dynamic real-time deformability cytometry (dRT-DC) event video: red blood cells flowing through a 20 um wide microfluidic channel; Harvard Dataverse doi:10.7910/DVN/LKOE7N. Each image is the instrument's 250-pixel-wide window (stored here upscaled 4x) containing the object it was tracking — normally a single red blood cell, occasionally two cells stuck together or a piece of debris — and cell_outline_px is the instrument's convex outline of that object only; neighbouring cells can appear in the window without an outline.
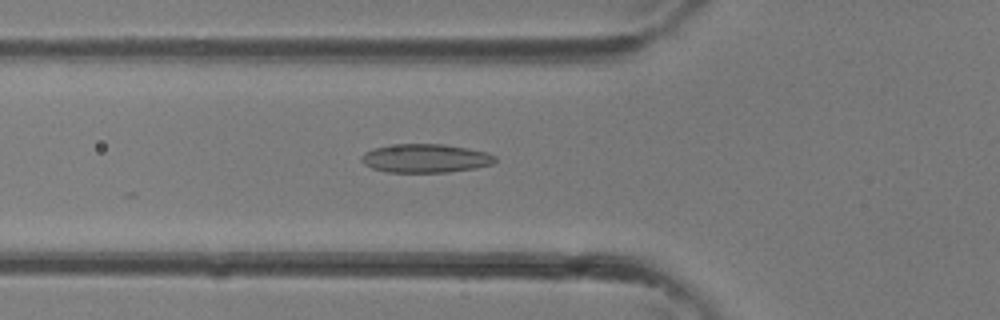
{"species": "common noctule bat (a hibernating species)", "species_latin": "Nyctalus noctula", "temperature_condition": "room temperature", "stored_images_in_passage": 36, "camera_frame_rate_fps": 3000, "um_per_image_px": 0.085, "animal": {"sex": "female"}, "frame": {"image": 1, "passage_image": 13, "time_ms": 4.0, "image_size_px": [1000, 320], "cell_outline_px": [[496, 160], [492, 164], [476, 168], [448, 172], [388, 172], [372, 168], [364, 164], [360, 160], [360, 156], [364, 152], [376, 148], [396, 144], [444, 144], [468, 148], [488, 152], [496, 156]], "centroid_in_image_um": [36.18, 13.45], "position_along_channel_um": 89.6, "area_um2": 22.37}}
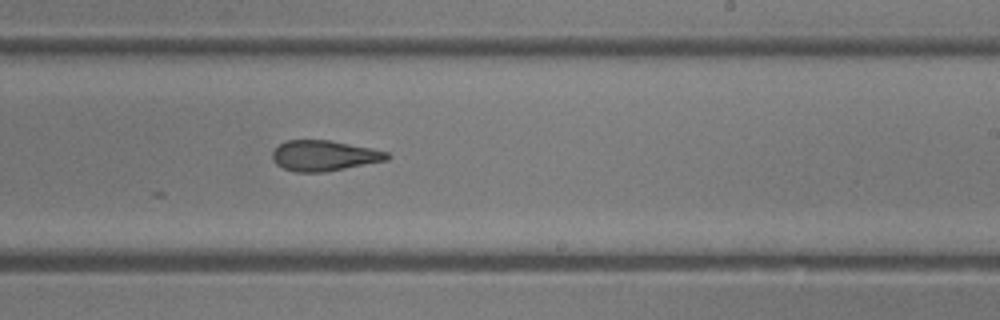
{"frame": {"image": 2, "passage_image": 22, "time_ms": 7.0, "image_size_px": [1000, 320], "cell_outline_px": [[392, 156], [388, 160], [324, 172], [296, 172], [284, 168], [276, 164], [272, 160], [272, 152], [280, 144], [288, 140], [328, 140], [372, 148], [388, 152]], "centroid_in_image_um": [27.56, 13.23], "position_along_channel_um": 261.4, "area_um2": 20.35}}
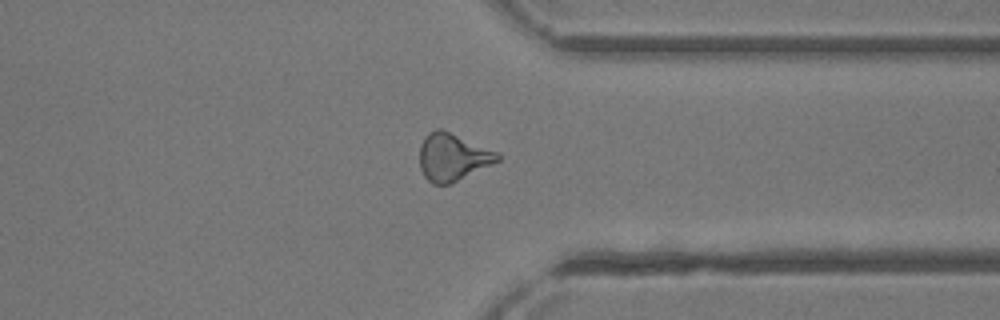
{"frame": {"image": 3, "passage_image": 28, "time_ms": 9.0, "image_size_px": [1000, 320], "cell_outline_px": [[500, 160], [492, 164], [448, 184], [432, 184], [424, 176], [420, 168], [420, 144], [424, 136], [428, 132], [436, 128], [440, 128], [496, 152], [500, 156]], "centroid_in_image_um": [38.41, 13.34], "position_along_channel_um": 373.0, "area_um2": 21.1}}